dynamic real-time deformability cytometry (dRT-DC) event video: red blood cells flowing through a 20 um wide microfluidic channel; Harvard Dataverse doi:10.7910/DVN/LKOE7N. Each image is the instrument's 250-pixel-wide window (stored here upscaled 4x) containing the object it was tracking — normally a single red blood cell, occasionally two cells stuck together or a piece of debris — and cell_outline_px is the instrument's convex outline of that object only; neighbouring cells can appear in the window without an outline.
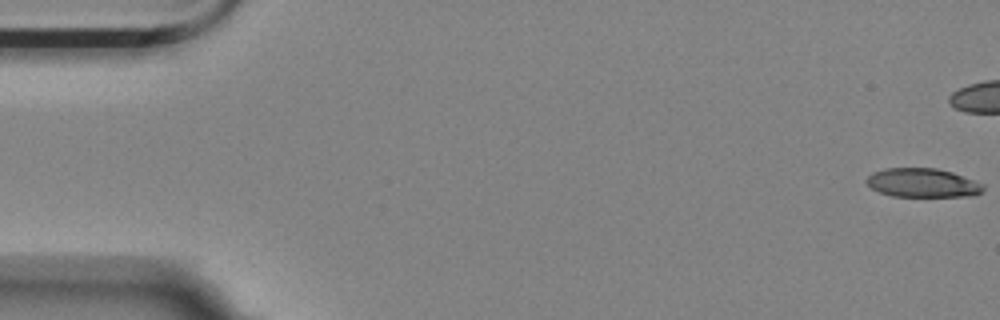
{"species": "Egyptian fruit bat (a non-hibernating species)", "species_latin": "Rousettus aegyptiacus", "temperature_condition": "room temperature", "stored_images_in_passage": 5, "camera_frame_rate_fps": 3000, "um_per_image_px": 0.085, "animal": {"sex": "female"}, "frame": {"image": 1, "passage_image": 1, "time_ms": 0.0, "image_size_px": [1000, 320], "cell_outline_px": [[984, 188], [980, 192], [972, 196], [892, 196], [880, 192], [872, 188], [864, 180], [872, 172], [884, 168], [936, 168], [952, 172], [984, 184]], "centroid_in_image_um": [78.4, 15.53], "position_along_channel_um": 6.6, "area_um2": 19.59}}